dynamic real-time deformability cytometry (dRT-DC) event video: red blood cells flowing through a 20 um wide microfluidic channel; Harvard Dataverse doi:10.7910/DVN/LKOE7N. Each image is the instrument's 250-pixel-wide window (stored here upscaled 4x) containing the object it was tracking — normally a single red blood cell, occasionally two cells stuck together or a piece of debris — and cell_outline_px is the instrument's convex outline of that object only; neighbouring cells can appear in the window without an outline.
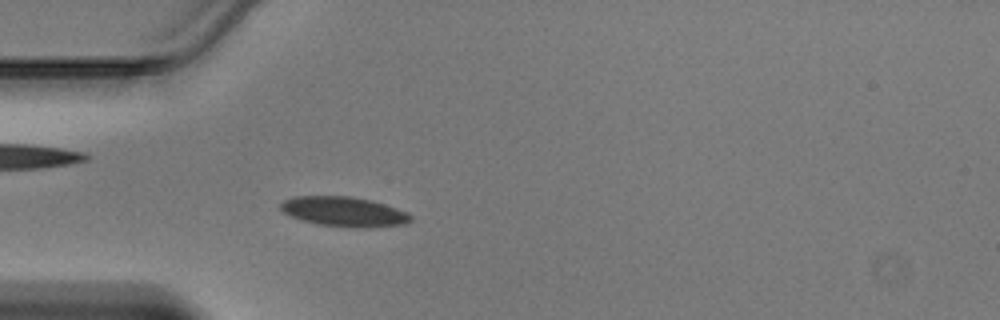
{"species": "Egyptian fruit bat (a non-hibernating species)", "species_latin": "Rousettus aegyptiacus", "temperature_condition": "warm", "stored_images_in_passage": 46, "camera_frame_rate_fps": 3000, "um_per_image_px": 0.085, "animal": {"sex": "male"}, "frame": {"image": 1, "passage_image": 13, "time_ms": 4.0, "image_size_px": [1000, 320], "cell_outline_px": [[412, 220], [404, 224], [368, 228], [360, 228], [320, 224], [304, 220], [292, 216], [284, 212], [280, 208], [280, 204], [284, 200], [296, 196], [348, 196], [372, 200], [408, 212], [412, 216]], "centroid_in_image_um": [29.28, 17.98], "position_along_channel_um": 55.7, "area_um2": 22.37}}
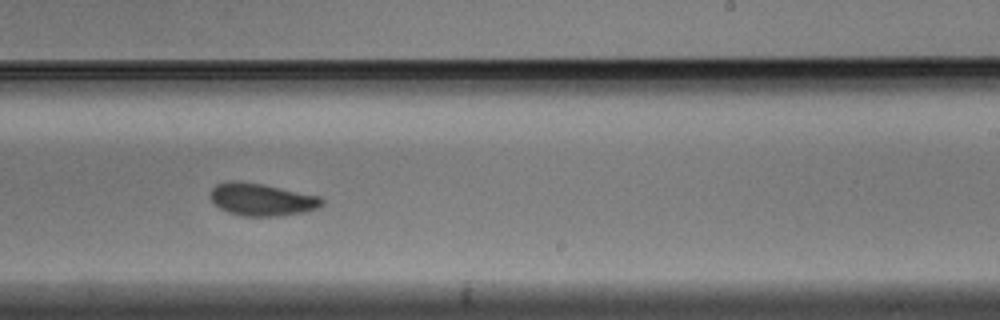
{"frame": {"image": 2, "passage_image": 28, "time_ms": 9.0, "image_size_px": [1000, 320], "cell_outline_px": [[324, 204], [320, 208], [304, 212], [276, 216], [244, 216], [228, 212], [220, 208], [212, 200], [212, 188], [216, 184], [228, 180], [240, 180], [264, 184], [320, 196], [324, 200]], "centroid_in_image_um": [22.28, 16.94], "position_along_channel_um": 266.7, "area_um2": 21.21}}
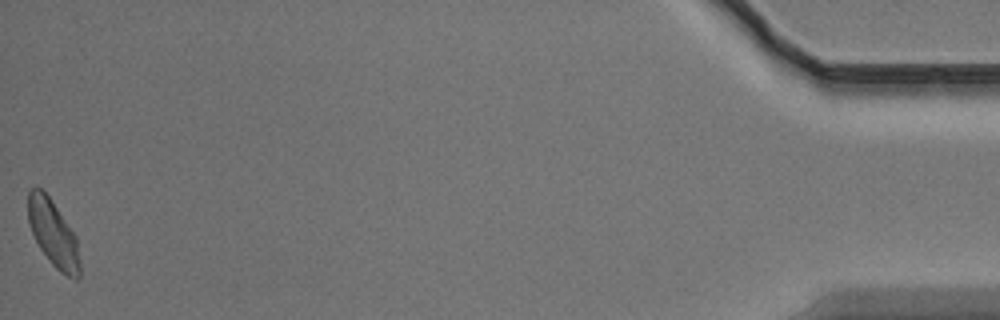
{"frame": {"image": 3, "passage_image": 46, "time_ms": 15.0, "image_size_px": [1000, 320], "cell_outline_px": [[80, 276], [76, 280], [60, 272], [52, 264], [40, 248], [28, 224], [28, 192], [32, 188], [40, 188], [48, 196], [76, 236], [80, 264]], "centroid_in_image_um": [4.52, 19.88], "position_along_channel_um": 430.7, "area_um2": 19.71}}